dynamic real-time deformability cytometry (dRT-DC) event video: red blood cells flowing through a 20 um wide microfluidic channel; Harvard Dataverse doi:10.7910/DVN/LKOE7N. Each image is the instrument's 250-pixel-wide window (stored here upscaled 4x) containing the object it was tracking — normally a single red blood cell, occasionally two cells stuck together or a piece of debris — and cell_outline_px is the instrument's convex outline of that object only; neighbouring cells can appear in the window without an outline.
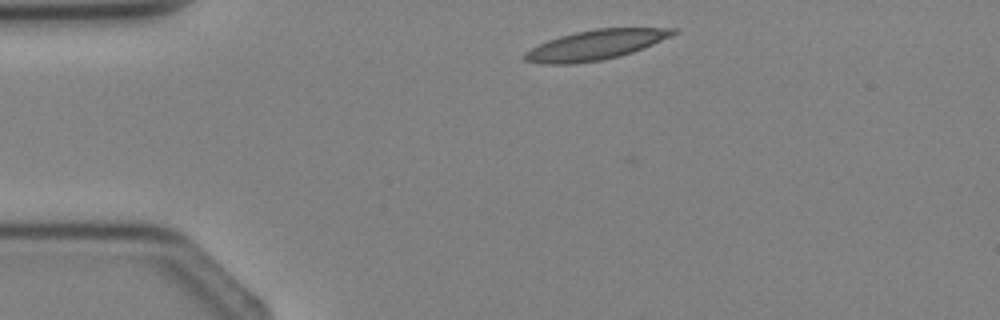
{"species": "Egyptian fruit bat (a non-hibernating species)", "species_latin": "Rousettus aegyptiacus", "temperature_condition": "cold", "stored_images_in_passage": 1, "camera_frame_rate_fps": 3000, "um_per_image_px": 0.085, "animal": {"sex": "female"}, "frame": {"image": 1, "passage_image": 1, "time_ms": 0.0, "image_size_px": [1000, 320], "cell_outline_px": [[680, 32], [672, 36], [644, 48], [620, 56], [600, 60], [568, 64], [544, 64], [524, 60], [524, 52], [548, 40], [560, 36], [576, 32], [596, 28], [676, 28]], "centroid_in_image_um": [50.66, 3.81], "position_along_channel_um": 34.3, "area_um2": 25.66}}